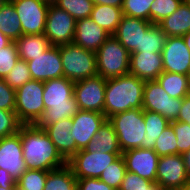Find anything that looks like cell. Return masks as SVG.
I'll list each match as a JSON object with an SVG mask.
<instances>
[{
	"label": "cell",
	"instance_id": "1",
	"mask_svg": "<svg viewBox=\"0 0 190 190\" xmlns=\"http://www.w3.org/2000/svg\"><path fill=\"white\" fill-rule=\"evenodd\" d=\"M19 133L27 169L51 171L67 164L43 129L22 125Z\"/></svg>",
	"mask_w": 190,
	"mask_h": 190
},
{
	"label": "cell",
	"instance_id": "2",
	"mask_svg": "<svg viewBox=\"0 0 190 190\" xmlns=\"http://www.w3.org/2000/svg\"><path fill=\"white\" fill-rule=\"evenodd\" d=\"M43 100L45 110L35 124L41 129L65 118H72L79 111L74 97V82L65 77L44 82Z\"/></svg>",
	"mask_w": 190,
	"mask_h": 190
},
{
	"label": "cell",
	"instance_id": "3",
	"mask_svg": "<svg viewBox=\"0 0 190 190\" xmlns=\"http://www.w3.org/2000/svg\"><path fill=\"white\" fill-rule=\"evenodd\" d=\"M145 81L128 73L106 81L104 115L142 109Z\"/></svg>",
	"mask_w": 190,
	"mask_h": 190
},
{
	"label": "cell",
	"instance_id": "4",
	"mask_svg": "<svg viewBox=\"0 0 190 190\" xmlns=\"http://www.w3.org/2000/svg\"><path fill=\"white\" fill-rule=\"evenodd\" d=\"M108 121L116 132L122 153L129 149L142 148L146 134L143 109H131L114 114Z\"/></svg>",
	"mask_w": 190,
	"mask_h": 190
},
{
	"label": "cell",
	"instance_id": "5",
	"mask_svg": "<svg viewBox=\"0 0 190 190\" xmlns=\"http://www.w3.org/2000/svg\"><path fill=\"white\" fill-rule=\"evenodd\" d=\"M64 77L77 82L97 75L96 53L74 42L60 45Z\"/></svg>",
	"mask_w": 190,
	"mask_h": 190
},
{
	"label": "cell",
	"instance_id": "6",
	"mask_svg": "<svg viewBox=\"0 0 190 190\" xmlns=\"http://www.w3.org/2000/svg\"><path fill=\"white\" fill-rule=\"evenodd\" d=\"M95 53L97 75L102 78H116L129 73L130 52L114 35H110Z\"/></svg>",
	"mask_w": 190,
	"mask_h": 190
},
{
	"label": "cell",
	"instance_id": "7",
	"mask_svg": "<svg viewBox=\"0 0 190 190\" xmlns=\"http://www.w3.org/2000/svg\"><path fill=\"white\" fill-rule=\"evenodd\" d=\"M15 112L23 125H35L42 117L45 105L43 100L44 82L30 80L15 90Z\"/></svg>",
	"mask_w": 190,
	"mask_h": 190
},
{
	"label": "cell",
	"instance_id": "8",
	"mask_svg": "<svg viewBox=\"0 0 190 190\" xmlns=\"http://www.w3.org/2000/svg\"><path fill=\"white\" fill-rule=\"evenodd\" d=\"M120 156L122 153H97L83 149L73 155L67 161V165L77 179L99 178L101 173Z\"/></svg>",
	"mask_w": 190,
	"mask_h": 190
},
{
	"label": "cell",
	"instance_id": "9",
	"mask_svg": "<svg viewBox=\"0 0 190 190\" xmlns=\"http://www.w3.org/2000/svg\"><path fill=\"white\" fill-rule=\"evenodd\" d=\"M182 99L170 97L156 80L145 81L142 109L156 112L167 120L176 121Z\"/></svg>",
	"mask_w": 190,
	"mask_h": 190
},
{
	"label": "cell",
	"instance_id": "10",
	"mask_svg": "<svg viewBox=\"0 0 190 190\" xmlns=\"http://www.w3.org/2000/svg\"><path fill=\"white\" fill-rule=\"evenodd\" d=\"M106 81L96 75L74 82V97L79 110L104 113Z\"/></svg>",
	"mask_w": 190,
	"mask_h": 190
},
{
	"label": "cell",
	"instance_id": "11",
	"mask_svg": "<svg viewBox=\"0 0 190 190\" xmlns=\"http://www.w3.org/2000/svg\"><path fill=\"white\" fill-rule=\"evenodd\" d=\"M76 20L56 5H49L44 34L50 45L60 46L74 41Z\"/></svg>",
	"mask_w": 190,
	"mask_h": 190
},
{
	"label": "cell",
	"instance_id": "12",
	"mask_svg": "<svg viewBox=\"0 0 190 190\" xmlns=\"http://www.w3.org/2000/svg\"><path fill=\"white\" fill-rule=\"evenodd\" d=\"M19 15L23 35L44 34L49 4L42 0H10Z\"/></svg>",
	"mask_w": 190,
	"mask_h": 190
},
{
	"label": "cell",
	"instance_id": "13",
	"mask_svg": "<svg viewBox=\"0 0 190 190\" xmlns=\"http://www.w3.org/2000/svg\"><path fill=\"white\" fill-rule=\"evenodd\" d=\"M106 120L104 113L83 110H79L72 117L70 135L76 143L77 152L88 147Z\"/></svg>",
	"mask_w": 190,
	"mask_h": 190
},
{
	"label": "cell",
	"instance_id": "14",
	"mask_svg": "<svg viewBox=\"0 0 190 190\" xmlns=\"http://www.w3.org/2000/svg\"><path fill=\"white\" fill-rule=\"evenodd\" d=\"M189 178L182 154L159 157L156 182L166 190H180Z\"/></svg>",
	"mask_w": 190,
	"mask_h": 190
},
{
	"label": "cell",
	"instance_id": "15",
	"mask_svg": "<svg viewBox=\"0 0 190 190\" xmlns=\"http://www.w3.org/2000/svg\"><path fill=\"white\" fill-rule=\"evenodd\" d=\"M26 62L33 80L45 82L64 77L60 46L51 45L41 55Z\"/></svg>",
	"mask_w": 190,
	"mask_h": 190
},
{
	"label": "cell",
	"instance_id": "16",
	"mask_svg": "<svg viewBox=\"0 0 190 190\" xmlns=\"http://www.w3.org/2000/svg\"><path fill=\"white\" fill-rule=\"evenodd\" d=\"M0 168L17 181L27 170L20 133L0 138Z\"/></svg>",
	"mask_w": 190,
	"mask_h": 190
},
{
	"label": "cell",
	"instance_id": "17",
	"mask_svg": "<svg viewBox=\"0 0 190 190\" xmlns=\"http://www.w3.org/2000/svg\"><path fill=\"white\" fill-rule=\"evenodd\" d=\"M164 71L190 74V50L183 37H167L161 52Z\"/></svg>",
	"mask_w": 190,
	"mask_h": 190
},
{
	"label": "cell",
	"instance_id": "18",
	"mask_svg": "<svg viewBox=\"0 0 190 190\" xmlns=\"http://www.w3.org/2000/svg\"><path fill=\"white\" fill-rule=\"evenodd\" d=\"M126 170L156 182L159 155L154 149L134 148L122 153Z\"/></svg>",
	"mask_w": 190,
	"mask_h": 190
},
{
	"label": "cell",
	"instance_id": "19",
	"mask_svg": "<svg viewBox=\"0 0 190 190\" xmlns=\"http://www.w3.org/2000/svg\"><path fill=\"white\" fill-rule=\"evenodd\" d=\"M150 21L123 15L113 34L130 53L141 48L142 35L152 26Z\"/></svg>",
	"mask_w": 190,
	"mask_h": 190
},
{
	"label": "cell",
	"instance_id": "20",
	"mask_svg": "<svg viewBox=\"0 0 190 190\" xmlns=\"http://www.w3.org/2000/svg\"><path fill=\"white\" fill-rule=\"evenodd\" d=\"M164 71L161 53H130L129 73L144 81L156 80Z\"/></svg>",
	"mask_w": 190,
	"mask_h": 190
},
{
	"label": "cell",
	"instance_id": "21",
	"mask_svg": "<svg viewBox=\"0 0 190 190\" xmlns=\"http://www.w3.org/2000/svg\"><path fill=\"white\" fill-rule=\"evenodd\" d=\"M110 36L90 17L76 21L74 43L85 50L96 52Z\"/></svg>",
	"mask_w": 190,
	"mask_h": 190
},
{
	"label": "cell",
	"instance_id": "22",
	"mask_svg": "<svg viewBox=\"0 0 190 190\" xmlns=\"http://www.w3.org/2000/svg\"><path fill=\"white\" fill-rule=\"evenodd\" d=\"M72 126V118H65L43 128L60 155L66 161L77 153L76 143L70 135Z\"/></svg>",
	"mask_w": 190,
	"mask_h": 190
},
{
	"label": "cell",
	"instance_id": "23",
	"mask_svg": "<svg viewBox=\"0 0 190 190\" xmlns=\"http://www.w3.org/2000/svg\"><path fill=\"white\" fill-rule=\"evenodd\" d=\"M168 37H183L190 32V2L183 0L176 11L158 24Z\"/></svg>",
	"mask_w": 190,
	"mask_h": 190
},
{
	"label": "cell",
	"instance_id": "24",
	"mask_svg": "<svg viewBox=\"0 0 190 190\" xmlns=\"http://www.w3.org/2000/svg\"><path fill=\"white\" fill-rule=\"evenodd\" d=\"M86 149L97 153H122L116 132L108 119L94 135L92 142Z\"/></svg>",
	"mask_w": 190,
	"mask_h": 190
},
{
	"label": "cell",
	"instance_id": "25",
	"mask_svg": "<svg viewBox=\"0 0 190 190\" xmlns=\"http://www.w3.org/2000/svg\"><path fill=\"white\" fill-rule=\"evenodd\" d=\"M15 43L19 58L25 61L33 60L51 46L45 34L22 35Z\"/></svg>",
	"mask_w": 190,
	"mask_h": 190
},
{
	"label": "cell",
	"instance_id": "26",
	"mask_svg": "<svg viewBox=\"0 0 190 190\" xmlns=\"http://www.w3.org/2000/svg\"><path fill=\"white\" fill-rule=\"evenodd\" d=\"M156 81L172 98L183 99L190 94V77L188 75L163 71Z\"/></svg>",
	"mask_w": 190,
	"mask_h": 190
},
{
	"label": "cell",
	"instance_id": "27",
	"mask_svg": "<svg viewBox=\"0 0 190 190\" xmlns=\"http://www.w3.org/2000/svg\"><path fill=\"white\" fill-rule=\"evenodd\" d=\"M123 17L122 8L94 5L90 18L107 33L113 35Z\"/></svg>",
	"mask_w": 190,
	"mask_h": 190
},
{
	"label": "cell",
	"instance_id": "28",
	"mask_svg": "<svg viewBox=\"0 0 190 190\" xmlns=\"http://www.w3.org/2000/svg\"><path fill=\"white\" fill-rule=\"evenodd\" d=\"M0 30L12 42L23 35L19 15L10 0L0 8Z\"/></svg>",
	"mask_w": 190,
	"mask_h": 190
},
{
	"label": "cell",
	"instance_id": "29",
	"mask_svg": "<svg viewBox=\"0 0 190 190\" xmlns=\"http://www.w3.org/2000/svg\"><path fill=\"white\" fill-rule=\"evenodd\" d=\"M144 123L146 125L145 140L142 141V148L153 149L155 141L162 134L170 121L156 112L144 110Z\"/></svg>",
	"mask_w": 190,
	"mask_h": 190
},
{
	"label": "cell",
	"instance_id": "30",
	"mask_svg": "<svg viewBox=\"0 0 190 190\" xmlns=\"http://www.w3.org/2000/svg\"><path fill=\"white\" fill-rule=\"evenodd\" d=\"M44 190H77V178L66 164L48 171Z\"/></svg>",
	"mask_w": 190,
	"mask_h": 190
},
{
	"label": "cell",
	"instance_id": "31",
	"mask_svg": "<svg viewBox=\"0 0 190 190\" xmlns=\"http://www.w3.org/2000/svg\"><path fill=\"white\" fill-rule=\"evenodd\" d=\"M167 35L161 30L158 24H153L144 35H142L141 48H137L134 52H156L163 51Z\"/></svg>",
	"mask_w": 190,
	"mask_h": 190
},
{
	"label": "cell",
	"instance_id": "32",
	"mask_svg": "<svg viewBox=\"0 0 190 190\" xmlns=\"http://www.w3.org/2000/svg\"><path fill=\"white\" fill-rule=\"evenodd\" d=\"M54 5L65 10L76 21L89 18L94 6L92 0H57Z\"/></svg>",
	"mask_w": 190,
	"mask_h": 190
},
{
	"label": "cell",
	"instance_id": "33",
	"mask_svg": "<svg viewBox=\"0 0 190 190\" xmlns=\"http://www.w3.org/2000/svg\"><path fill=\"white\" fill-rule=\"evenodd\" d=\"M48 171L27 169L17 180L20 190H44Z\"/></svg>",
	"mask_w": 190,
	"mask_h": 190
},
{
	"label": "cell",
	"instance_id": "34",
	"mask_svg": "<svg viewBox=\"0 0 190 190\" xmlns=\"http://www.w3.org/2000/svg\"><path fill=\"white\" fill-rule=\"evenodd\" d=\"M126 171L124 159L120 156L101 173L98 179L105 182L108 186L113 187L115 190H119Z\"/></svg>",
	"mask_w": 190,
	"mask_h": 190
},
{
	"label": "cell",
	"instance_id": "35",
	"mask_svg": "<svg viewBox=\"0 0 190 190\" xmlns=\"http://www.w3.org/2000/svg\"><path fill=\"white\" fill-rule=\"evenodd\" d=\"M153 149L159 157L177 154V138L171 124L157 138Z\"/></svg>",
	"mask_w": 190,
	"mask_h": 190
},
{
	"label": "cell",
	"instance_id": "36",
	"mask_svg": "<svg viewBox=\"0 0 190 190\" xmlns=\"http://www.w3.org/2000/svg\"><path fill=\"white\" fill-rule=\"evenodd\" d=\"M183 0H154L150 8V22L159 24L177 10Z\"/></svg>",
	"mask_w": 190,
	"mask_h": 190
},
{
	"label": "cell",
	"instance_id": "37",
	"mask_svg": "<svg viewBox=\"0 0 190 190\" xmlns=\"http://www.w3.org/2000/svg\"><path fill=\"white\" fill-rule=\"evenodd\" d=\"M154 0H124L123 15L150 21V8Z\"/></svg>",
	"mask_w": 190,
	"mask_h": 190
},
{
	"label": "cell",
	"instance_id": "38",
	"mask_svg": "<svg viewBox=\"0 0 190 190\" xmlns=\"http://www.w3.org/2000/svg\"><path fill=\"white\" fill-rule=\"evenodd\" d=\"M4 80L14 90L32 80L27 62L19 59Z\"/></svg>",
	"mask_w": 190,
	"mask_h": 190
},
{
	"label": "cell",
	"instance_id": "39",
	"mask_svg": "<svg viewBox=\"0 0 190 190\" xmlns=\"http://www.w3.org/2000/svg\"><path fill=\"white\" fill-rule=\"evenodd\" d=\"M19 54L15 42H10L6 47L0 49V78L5 79L7 74L19 60Z\"/></svg>",
	"mask_w": 190,
	"mask_h": 190
},
{
	"label": "cell",
	"instance_id": "40",
	"mask_svg": "<svg viewBox=\"0 0 190 190\" xmlns=\"http://www.w3.org/2000/svg\"><path fill=\"white\" fill-rule=\"evenodd\" d=\"M22 125L15 111L0 109V138L18 133Z\"/></svg>",
	"mask_w": 190,
	"mask_h": 190
},
{
	"label": "cell",
	"instance_id": "41",
	"mask_svg": "<svg viewBox=\"0 0 190 190\" xmlns=\"http://www.w3.org/2000/svg\"><path fill=\"white\" fill-rule=\"evenodd\" d=\"M177 138V154L190 150V125L185 122L171 121Z\"/></svg>",
	"mask_w": 190,
	"mask_h": 190
},
{
	"label": "cell",
	"instance_id": "42",
	"mask_svg": "<svg viewBox=\"0 0 190 190\" xmlns=\"http://www.w3.org/2000/svg\"><path fill=\"white\" fill-rule=\"evenodd\" d=\"M16 93L4 79L0 78V109L14 111L15 110Z\"/></svg>",
	"mask_w": 190,
	"mask_h": 190
},
{
	"label": "cell",
	"instance_id": "43",
	"mask_svg": "<svg viewBox=\"0 0 190 190\" xmlns=\"http://www.w3.org/2000/svg\"><path fill=\"white\" fill-rule=\"evenodd\" d=\"M152 182L126 171L119 190H145Z\"/></svg>",
	"mask_w": 190,
	"mask_h": 190
},
{
	"label": "cell",
	"instance_id": "44",
	"mask_svg": "<svg viewBox=\"0 0 190 190\" xmlns=\"http://www.w3.org/2000/svg\"><path fill=\"white\" fill-rule=\"evenodd\" d=\"M77 190H115L98 178L77 179Z\"/></svg>",
	"mask_w": 190,
	"mask_h": 190
},
{
	"label": "cell",
	"instance_id": "45",
	"mask_svg": "<svg viewBox=\"0 0 190 190\" xmlns=\"http://www.w3.org/2000/svg\"><path fill=\"white\" fill-rule=\"evenodd\" d=\"M176 121L185 122L190 125V94L182 99L181 109Z\"/></svg>",
	"mask_w": 190,
	"mask_h": 190
},
{
	"label": "cell",
	"instance_id": "46",
	"mask_svg": "<svg viewBox=\"0 0 190 190\" xmlns=\"http://www.w3.org/2000/svg\"><path fill=\"white\" fill-rule=\"evenodd\" d=\"M17 181L7 172L0 168V186L4 189L10 188L13 186Z\"/></svg>",
	"mask_w": 190,
	"mask_h": 190
},
{
	"label": "cell",
	"instance_id": "47",
	"mask_svg": "<svg viewBox=\"0 0 190 190\" xmlns=\"http://www.w3.org/2000/svg\"><path fill=\"white\" fill-rule=\"evenodd\" d=\"M94 5H107L122 8L124 0H92Z\"/></svg>",
	"mask_w": 190,
	"mask_h": 190
},
{
	"label": "cell",
	"instance_id": "48",
	"mask_svg": "<svg viewBox=\"0 0 190 190\" xmlns=\"http://www.w3.org/2000/svg\"><path fill=\"white\" fill-rule=\"evenodd\" d=\"M183 159H184V165H185V170L188 175V178L190 179V150L186 151L182 154Z\"/></svg>",
	"mask_w": 190,
	"mask_h": 190
},
{
	"label": "cell",
	"instance_id": "49",
	"mask_svg": "<svg viewBox=\"0 0 190 190\" xmlns=\"http://www.w3.org/2000/svg\"><path fill=\"white\" fill-rule=\"evenodd\" d=\"M10 42V39L0 30V49L6 47Z\"/></svg>",
	"mask_w": 190,
	"mask_h": 190
},
{
	"label": "cell",
	"instance_id": "50",
	"mask_svg": "<svg viewBox=\"0 0 190 190\" xmlns=\"http://www.w3.org/2000/svg\"><path fill=\"white\" fill-rule=\"evenodd\" d=\"M145 190H166L160 186L157 182H152Z\"/></svg>",
	"mask_w": 190,
	"mask_h": 190
},
{
	"label": "cell",
	"instance_id": "51",
	"mask_svg": "<svg viewBox=\"0 0 190 190\" xmlns=\"http://www.w3.org/2000/svg\"><path fill=\"white\" fill-rule=\"evenodd\" d=\"M183 38H184V41H185V43H186V46L189 48V50H190V32L189 33H187V34H185L184 36H183Z\"/></svg>",
	"mask_w": 190,
	"mask_h": 190
},
{
	"label": "cell",
	"instance_id": "52",
	"mask_svg": "<svg viewBox=\"0 0 190 190\" xmlns=\"http://www.w3.org/2000/svg\"><path fill=\"white\" fill-rule=\"evenodd\" d=\"M0 190H18L17 182L10 188H6V189L0 186Z\"/></svg>",
	"mask_w": 190,
	"mask_h": 190
},
{
	"label": "cell",
	"instance_id": "53",
	"mask_svg": "<svg viewBox=\"0 0 190 190\" xmlns=\"http://www.w3.org/2000/svg\"><path fill=\"white\" fill-rule=\"evenodd\" d=\"M180 190H190V179Z\"/></svg>",
	"mask_w": 190,
	"mask_h": 190
},
{
	"label": "cell",
	"instance_id": "54",
	"mask_svg": "<svg viewBox=\"0 0 190 190\" xmlns=\"http://www.w3.org/2000/svg\"><path fill=\"white\" fill-rule=\"evenodd\" d=\"M42 1L49 5H54L57 2V0H42Z\"/></svg>",
	"mask_w": 190,
	"mask_h": 190
},
{
	"label": "cell",
	"instance_id": "55",
	"mask_svg": "<svg viewBox=\"0 0 190 190\" xmlns=\"http://www.w3.org/2000/svg\"><path fill=\"white\" fill-rule=\"evenodd\" d=\"M9 0H0V8L7 3Z\"/></svg>",
	"mask_w": 190,
	"mask_h": 190
}]
</instances>
